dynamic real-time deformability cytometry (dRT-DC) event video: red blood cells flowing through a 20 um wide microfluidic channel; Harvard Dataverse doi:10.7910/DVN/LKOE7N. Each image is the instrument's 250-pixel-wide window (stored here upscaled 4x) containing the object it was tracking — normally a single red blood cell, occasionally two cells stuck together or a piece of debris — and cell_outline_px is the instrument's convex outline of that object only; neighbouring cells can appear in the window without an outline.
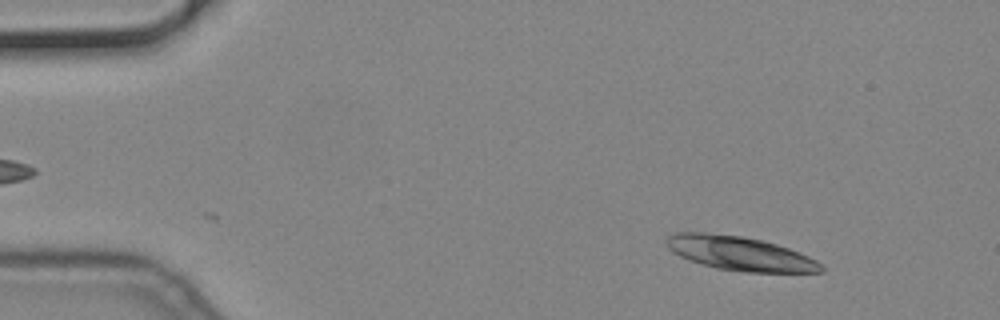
{"species": "common noctule bat (a hibernating species)", "species_latin": "Nyctalus noctula", "temperature_condition": "cold", "stored_images_in_passage": 16, "camera_frame_rate_fps": 3000, "um_per_image_px": 0.085, "animal": {"sex": "male", "body_mass_g": 19.2, "forearm_length_mm": 51.8}, "frame": {"image": 1, "passage_image": 1, "time_ms": 0.0, "image_size_px": [1000, 320], "cell_outline_px": [[824, 272], [744, 272], [716, 268], [688, 260], [680, 256], [668, 248], [664, 244], [664, 240], [668, 236], [676, 232], [704, 232], [740, 236], [764, 240], [788, 248], [808, 256], [816, 260], [824, 268]], "centroid_in_image_um": [62.85, 21.53], "position_along_channel_um": 22.2, "area_um2": 30.75}}